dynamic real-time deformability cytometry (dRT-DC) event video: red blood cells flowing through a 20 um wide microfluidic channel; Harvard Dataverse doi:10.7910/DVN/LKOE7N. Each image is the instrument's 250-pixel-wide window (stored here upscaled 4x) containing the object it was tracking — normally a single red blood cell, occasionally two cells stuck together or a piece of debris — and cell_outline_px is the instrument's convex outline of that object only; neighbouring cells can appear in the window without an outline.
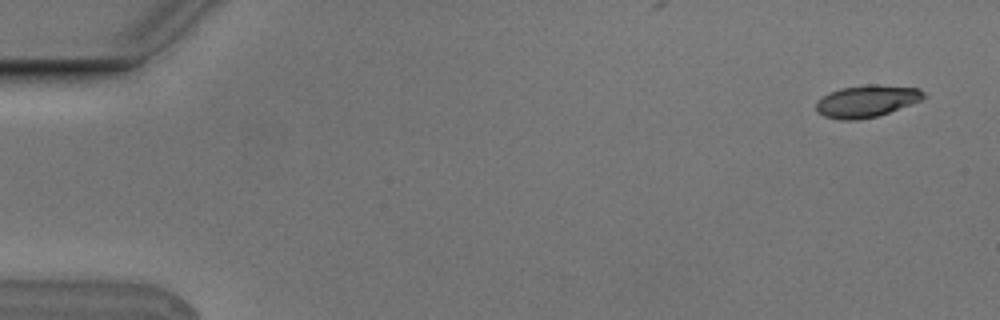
{"species": "Egyptian fruit bat (a non-hibernating species)", "species_latin": "Rousettus aegyptiacus", "temperature_condition": "cold", "stored_images_in_passage": 5, "camera_frame_rate_fps": 3000, "um_per_image_px": 0.085, "animal": {"sex": "male"}, "frame": {"image": 1, "passage_image": 1, "time_ms": 0.0, "image_size_px": [1000, 320], "cell_outline_px": [[928, 96], [920, 100], [888, 112], [876, 116], [856, 120], [840, 120], [824, 116], [816, 112], [816, 104], [824, 96], [840, 88], [868, 84], [920, 88]], "centroid_in_image_um": [73.67, 8.6], "position_along_channel_um": 11.3, "area_um2": 19.77}}
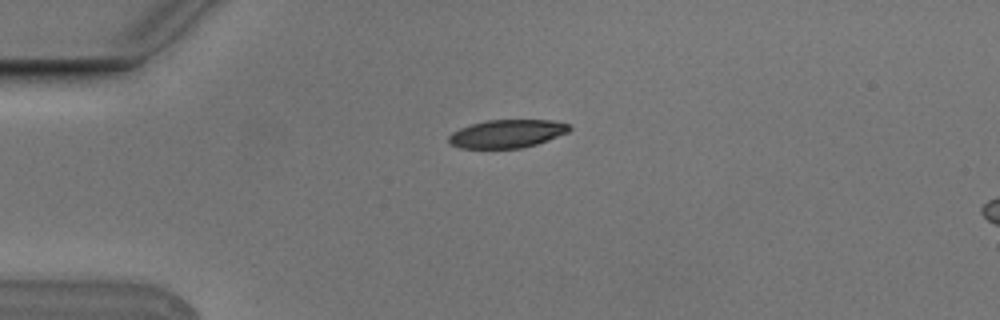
{"frame": {"image": 2, "passage_image": 4, "time_ms": 1.0, "image_size_px": [1000, 320], "cell_outline_px": [[572, 128], [568, 132], [536, 144], [520, 148], [460, 148], [452, 144], [448, 140], [448, 136], [452, 132], [460, 128], [472, 124], [488, 120], [552, 120], [568, 124]], "centroid_in_image_um": [43.09, 11.36], "position_along_channel_um": 41.9, "area_um2": 19.59}}